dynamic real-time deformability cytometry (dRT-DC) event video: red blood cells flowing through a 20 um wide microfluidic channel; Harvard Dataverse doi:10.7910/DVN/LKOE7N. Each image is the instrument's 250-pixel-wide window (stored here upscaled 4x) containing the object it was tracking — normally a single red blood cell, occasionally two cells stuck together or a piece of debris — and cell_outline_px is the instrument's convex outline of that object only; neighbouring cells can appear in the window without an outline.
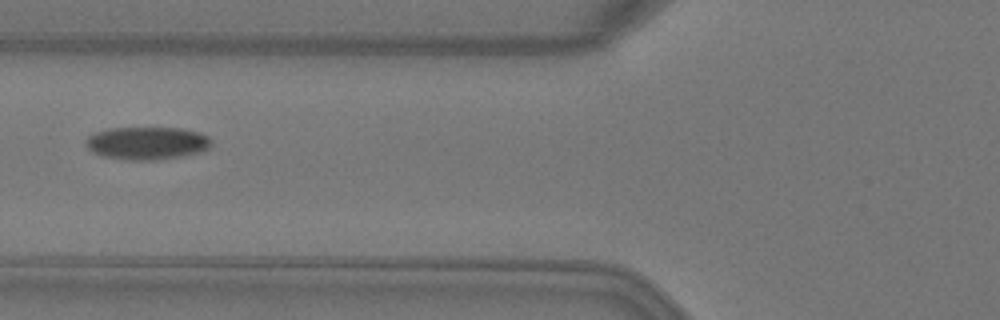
{"species": "Egyptian fruit bat (a non-hibernating species)", "species_latin": "Rousettus aegyptiacus", "temperature_condition": "warm", "stored_images_in_passage": 6, "camera_frame_rate_fps": 3000, "um_per_image_px": 0.085, "animal": {"sex": "female"}, "frame": {"image": 1, "passage_image": 6, "time_ms": 1.667, "image_size_px": [1000, 320], "cell_outline_px": [[212, 144], [208, 148], [200, 152], [184, 156], [152, 160], [128, 160], [104, 156], [92, 152], [88, 148], [84, 140], [88, 136], [96, 132], [108, 128], [180, 128], [200, 132], [208, 136], [212, 140]], "centroid_in_image_um": [12.51, 12.16], "position_along_channel_um": 113.3, "area_um2": 24.1}}